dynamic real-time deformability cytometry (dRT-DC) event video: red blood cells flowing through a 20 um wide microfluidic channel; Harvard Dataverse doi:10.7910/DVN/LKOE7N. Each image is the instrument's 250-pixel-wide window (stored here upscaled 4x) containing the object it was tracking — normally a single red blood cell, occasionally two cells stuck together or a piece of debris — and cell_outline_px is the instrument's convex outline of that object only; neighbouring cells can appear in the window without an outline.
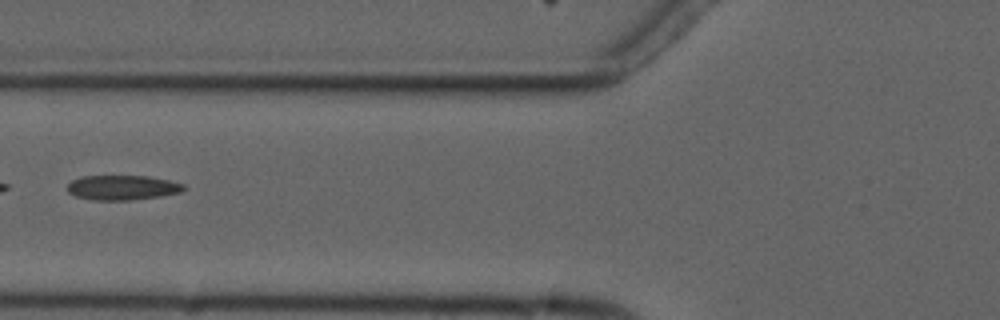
{"species": "common noctule bat (a hibernating species)", "species_latin": "Nyctalus noctula", "temperature_condition": "cold", "stored_images_in_passage": 6, "segment_of_instrument_passage": [2, 2], "camera_frame_rate_fps": 3000, "um_per_image_px": 0.085, "animal": {"sex": "male", "forearm_length_mm": 52.5}, "frame": {"image": 1, "passage_image": 6, "time_ms": 6.667, "image_size_px": [1000, 320], "cell_outline_px": [[184, 188], [180, 192], [160, 196], [132, 200], [92, 200], [76, 196], [68, 192], [68, 184], [72, 180], [80, 176], [148, 176], [168, 180], [184, 184]], "centroid_in_image_um": [10.37, 15.94], "position_along_channel_um": 115.4, "area_um2": 16.7}}